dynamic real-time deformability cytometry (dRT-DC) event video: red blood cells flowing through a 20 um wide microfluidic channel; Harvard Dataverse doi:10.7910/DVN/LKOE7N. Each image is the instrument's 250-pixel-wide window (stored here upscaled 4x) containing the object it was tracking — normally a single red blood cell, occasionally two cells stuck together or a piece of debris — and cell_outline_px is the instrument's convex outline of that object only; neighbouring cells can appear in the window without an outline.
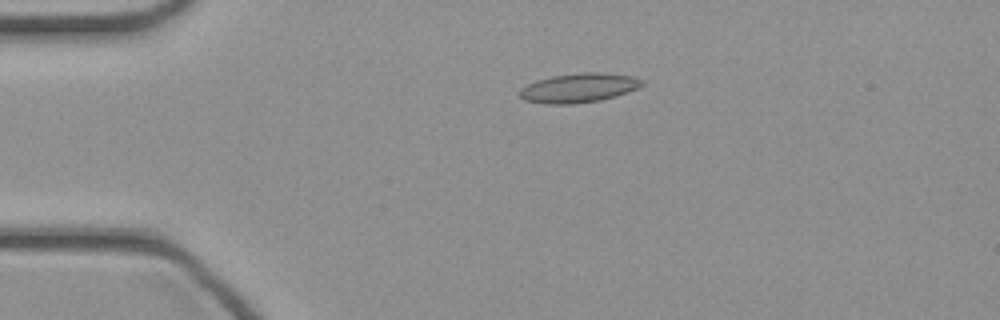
{"species": "common noctule bat (a hibernating species)", "species_latin": "Nyctalus noctula", "temperature_condition": "cold", "stored_images_in_passage": 46, "camera_frame_rate_fps": 3000, "um_per_image_px": 0.085, "animal": {"sex": "female", "body_mass_g": 21.9}, "frame": {"image": 1, "passage_image": 10, "time_ms": 3.0, "image_size_px": [1000, 320], "cell_outline_px": [[644, 84], [628, 92], [616, 96], [600, 100], [572, 104], [548, 104], [524, 100], [520, 96], [520, 88], [536, 80], [552, 76], [584, 72], [604, 72], [632, 76], [644, 80]], "centroid_in_image_um": [49.21, 7.46], "position_along_channel_um": 35.8, "area_um2": 20.87}}
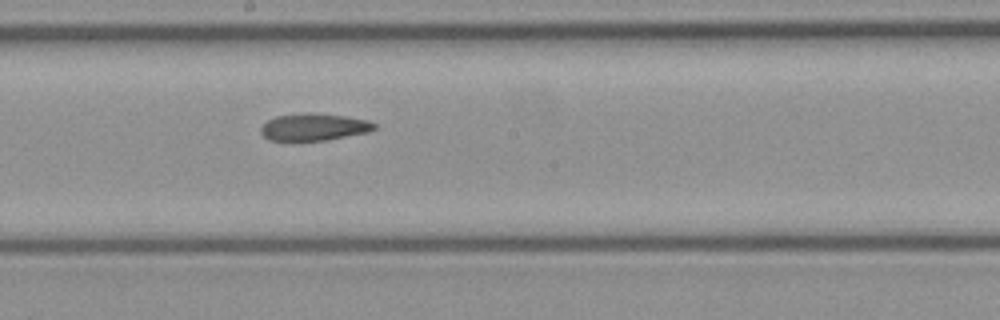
{"frame": {"image": 2, "passage_image": 25, "time_ms": 8.0, "image_size_px": [1000, 320], "cell_outline_px": [[376, 128], [368, 132], [324, 140], [268, 140], [260, 132], [260, 128], [268, 120], [276, 116], [344, 116], [368, 120], [376, 124]], "centroid_in_image_um": [26.69, 10.85], "position_along_channel_um": 221.5, "area_um2": 16.76}}
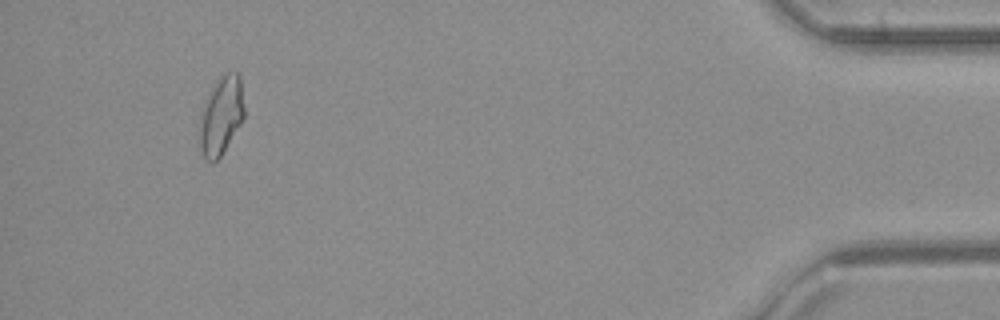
{"frame": {"image": 3, "passage_image": 43, "time_ms": 14.0, "image_size_px": [1000, 320], "cell_outline_px": [[244, 116], [240, 124], [220, 156], [212, 164], [204, 156], [200, 144], [200, 112], [204, 100], [220, 76], [224, 72], [236, 72], [240, 76], [244, 108]], "centroid_in_image_um": [18.79, 9.79], "position_along_channel_um": 416.4, "area_um2": 20.11}}